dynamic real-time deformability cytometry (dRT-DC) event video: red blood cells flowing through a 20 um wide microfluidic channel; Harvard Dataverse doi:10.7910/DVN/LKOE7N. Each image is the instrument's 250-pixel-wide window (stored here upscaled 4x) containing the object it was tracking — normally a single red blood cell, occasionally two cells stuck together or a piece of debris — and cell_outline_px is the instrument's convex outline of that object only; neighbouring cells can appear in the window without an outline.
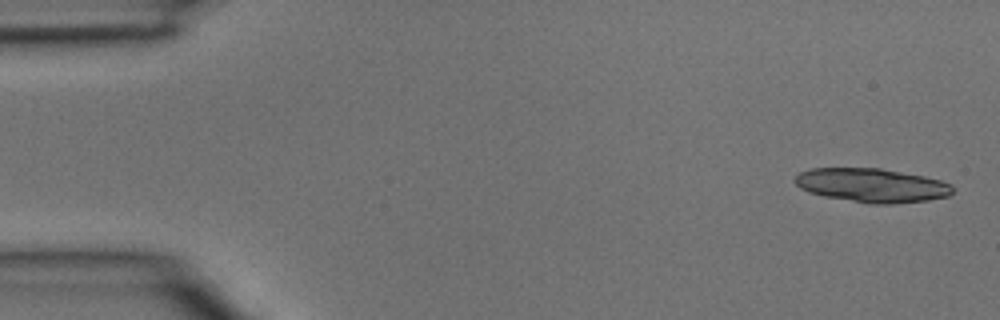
{"species": "common noctule bat (a hibernating species)", "species_latin": "Nyctalus noctula", "temperature_condition": "room temperature", "stored_images_in_passage": 4, "camera_frame_rate_fps": 3000, "um_per_image_px": 0.085, "animal": {"sex": "male", "body_mass_g": 15.6}, "frame": {"image": 1, "passage_image": 1, "time_ms": 0.0, "image_size_px": [1000, 320], "cell_outline_px": [[952, 192], [948, 196], [928, 200], [892, 204], [868, 204], [824, 196], [808, 192], [800, 188], [792, 180], [800, 172], [812, 168], [880, 168], [924, 176], [940, 180], [952, 184]], "centroid_in_image_um": [74.08, 15.75], "position_along_channel_um": 10.9, "area_um2": 31.27}}